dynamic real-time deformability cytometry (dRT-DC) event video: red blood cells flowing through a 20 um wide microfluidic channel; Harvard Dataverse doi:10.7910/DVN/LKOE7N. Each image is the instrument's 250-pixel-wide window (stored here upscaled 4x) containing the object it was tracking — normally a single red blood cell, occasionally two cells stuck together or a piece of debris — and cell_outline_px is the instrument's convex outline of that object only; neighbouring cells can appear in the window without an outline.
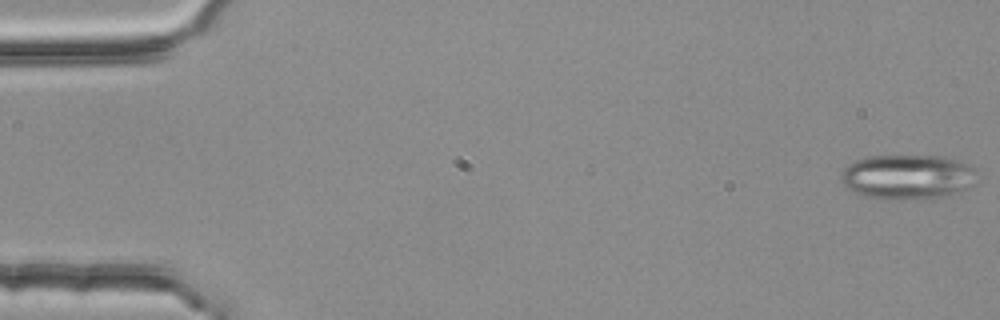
{"species": "common noctule bat (a hibernating species)", "species_latin": "Nyctalus noctula", "temperature_condition": "room temperature", "stored_images_in_passage": 8, "camera_frame_rate_fps": 3000, "um_per_image_px": 0.085, "animal": {"sex": "female", "body_mass_g": 25.1}, "frame": {"image": 1, "passage_image": 1, "time_ms": 0.0, "image_size_px": [1000, 320], "cell_outline_px": [[976, 172], [972, 184], [960, 192], [936, 196], [892, 200], [888, 200], [868, 196], [856, 192], [848, 188], [840, 180], [840, 176], [844, 168], [848, 164], [856, 160], [872, 156], [940, 156], [964, 164], [972, 168]], "centroid_in_image_um": [77.07, 15.03], "position_along_channel_um": 7.9, "area_um2": 34.56}}